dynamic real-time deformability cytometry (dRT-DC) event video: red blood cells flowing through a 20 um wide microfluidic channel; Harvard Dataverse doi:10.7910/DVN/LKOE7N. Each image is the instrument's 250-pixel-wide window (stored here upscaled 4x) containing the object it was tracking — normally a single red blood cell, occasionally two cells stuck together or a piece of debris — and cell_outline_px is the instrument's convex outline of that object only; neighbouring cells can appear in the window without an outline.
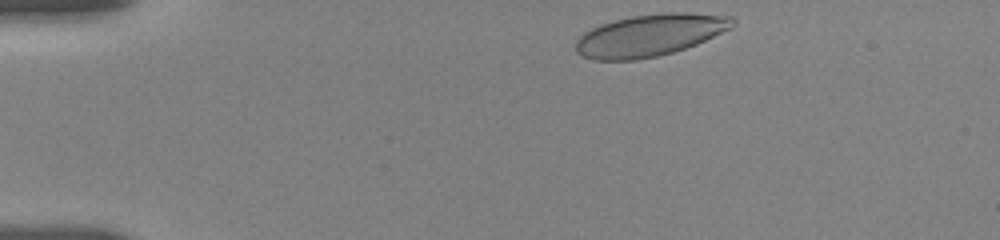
{"species": "human", "species_latin": "Homo sapiens", "temperature_condition": "room temperature", "stored_images_in_passage": 28, "camera_frame_rate_fps": 3000, "um_per_image_px": 0.085, "donor": {"sex": "female"}, "frame": {"image": 1, "passage_image": 1, "time_ms": 0.0, "image_size_px": [1000, 240], "cell_outline_px": [[736, 24], [732, 28], [696, 44], [672, 52], [656, 56], [636, 60], [592, 60], [580, 56], [576, 52], [576, 40], [584, 32], [600, 24], [632, 16], [664, 12], [684, 12], [732, 16], [736, 20]], "centroid_in_image_um": [55.24, 2.99], "position_along_channel_um": 29.8, "area_um2": 38.44}}
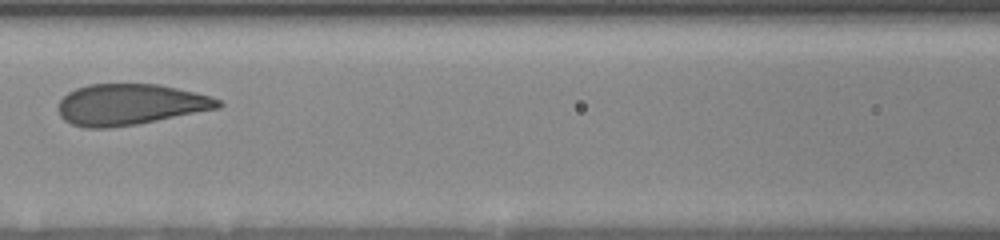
{"frame": {"image": 2, "passage_image": 16, "time_ms": 5.333, "image_size_px": [1000, 240], "cell_outline_px": [[224, 104], [220, 108], [136, 124], [108, 128], [84, 128], [72, 124], [64, 120], [60, 116], [56, 108], [60, 100], [68, 92], [76, 88], [88, 84], [160, 84], [196, 92], [212, 96], [220, 100]], "centroid_in_image_um": [11.05, 8.88], "position_along_channel_um": 155.5, "area_um2": 38.49}}
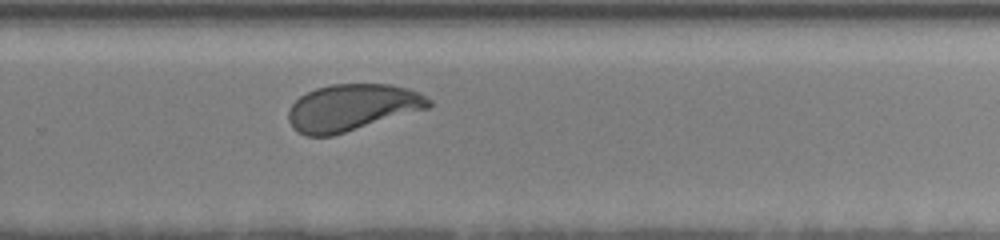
{"frame": {"image": 3, "passage_image": 28, "time_ms": 9.333, "image_size_px": [1000, 240], "cell_outline_px": [[432, 104], [428, 108], [332, 136], [308, 136], [296, 132], [292, 128], [288, 120], [288, 112], [292, 104], [300, 96], [316, 88], [332, 84], [392, 84], [408, 88], [420, 92], [432, 100]], "centroid_in_image_um": [29.92, 9.14], "position_along_channel_um": 299.9, "area_um2": 38.26}}